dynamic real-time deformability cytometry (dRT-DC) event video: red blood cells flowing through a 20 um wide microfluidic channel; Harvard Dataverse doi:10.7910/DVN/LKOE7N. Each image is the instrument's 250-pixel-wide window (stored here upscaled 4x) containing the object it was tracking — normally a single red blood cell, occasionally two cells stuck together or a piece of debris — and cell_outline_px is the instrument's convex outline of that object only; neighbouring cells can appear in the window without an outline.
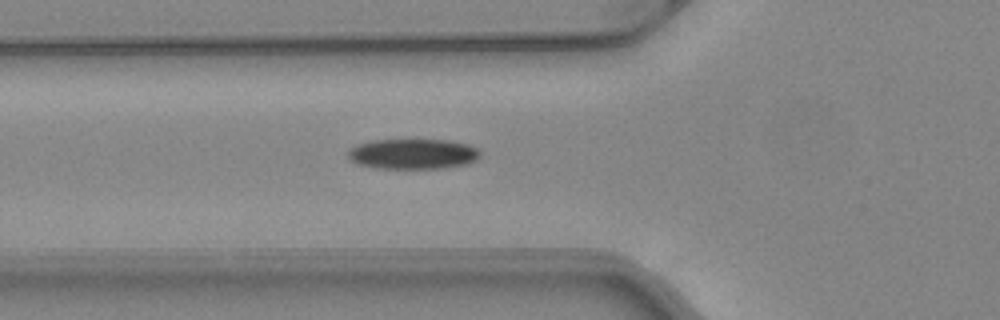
{"species": "common noctule bat (a hibernating species)", "species_latin": "Nyctalus noctula", "temperature_condition": "warm", "stored_images_in_passage": 34, "camera_frame_rate_fps": 3000, "um_per_image_px": 0.085, "animal": {"sex": "female", "body_mass_g": 24.6, "forearm_length_mm": 56.2}, "frame": {"image": 1, "passage_image": 2, "time_ms": 0.333, "image_size_px": [1000, 320], "cell_outline_px": [[480, 156], [476, 160], [468, 164], [444, 168], [380, 168], [360, 164], [352, 160], [348, 156], [348, 152], [356, 144], [372, 140], [448, 140], [468, 144], [476, 148], [480, 152]], "centroid_in_image_um": [35.14, 13.08], "position_along_channel_um": 90.7, "area_um2": 23.18}}
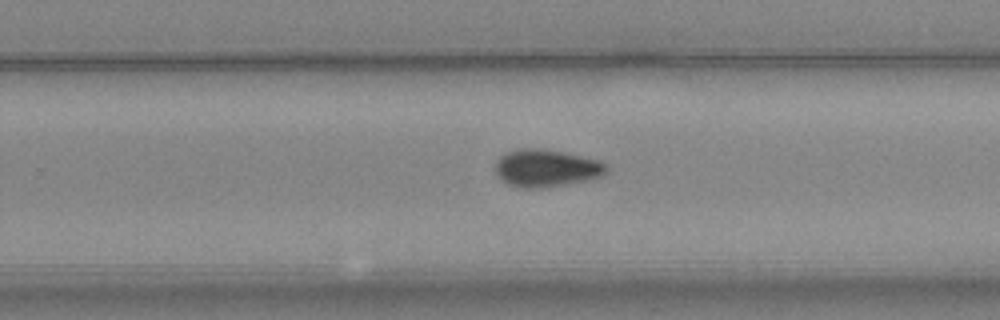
{"frame": {"image": 2, "passage_image": 16, "time_ms": 5.0, "image_size_px": [1000, 320], "cell_outline_px": [[608, 172], [592, 180], [548, 188], [520, 188], [508, 184], [500, 180], [496, 172], [496, 160], [504, 152], [520, 148], [540, 148], [580, 156], [596, 160], [604, 164], [608, 168]], "centroid_in_image_um": [46.4, 14.31], "position_along_channel_um": 283.4, "area_um2": 24.51}}
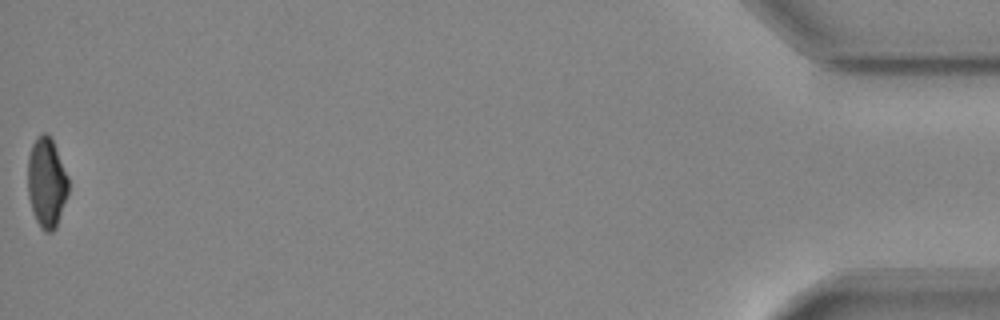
{"frame": {"image": 3, "passage_image": 34, "time_ms": 11.0, "image_size_px": [1000, 320], "cell_outline_px": [[68, 192], [56, 228], [52, 232], [44, 232], [40, 228], [36, 220], [28, 196], [28, 156], [32, 144], [36, 136], [44, 132], [48, 132], [52, 140], [68, 176]], "centroid_in_image_um": [3.95, 15.51], "position_along_channel_um": 431.2, "area_um2": 21.27}}